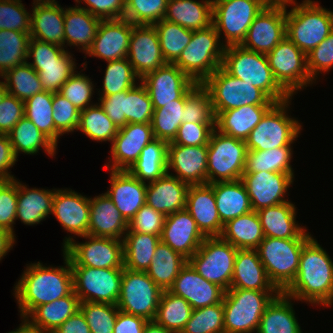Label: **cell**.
<instances>
[{
  "instance_id": "obj_78",
  "label": "cell",
  "mask_w": 333,
  "mask_h": 333,
  "mask_svg": "<svg viewBox=\"0 0 333 333\" xmlns=\"http://www.w3.org/2000/svg\"><path fill=\"white\" fill-rule=\"evenodd\" d=\"M7 93V89L5 87L4 81L0 80V102L2 101L3 97Z\"/></svg>"
},
{
  "instance_id": "obj_62",
  "label": "cell",
  "mask_w": 333,
  "mask_h": 333,
  "mask_svg": "<svg viewBox=\"0 0 333 333\" xmlns=\"http://www.w3.org/2000/svg\"><path fill=\"white\" fill-rule=\"evenodd\" d=\"M31 13L21 0H0V30L30 32Z\"/></svg>"
},
{
  "instance_id": "obj_22",
  "label": "cell",
  "mask_w": 333,
  "mask_h": 333,
  "mask_svg": "<svg viewBox=\"0 0 333 333\" xmlns=\"http://www.w3.org/2000/svg\"><path fill=\"white\" fill-rule=\"evenodd\" d=\"M127 58L140 79L166 64L153 25H133Z\"/></svg>"
},
{
  "instance_id": "obj_10",
  "label": "cell",
  "mask_w": 333,
  "mask_h": 333,
  "mask_svg": "<svg viewBox=\"0 0 333 333\" xmlns=\"http://www.w3.org/2000/svg\"><path fill=\"white\" fill-rule=\"evenodd\" d=\"M275 1L277 0H213L212 24L220 40L223 33V44L240 45L255 17Z\"/></svg>"
},
{
  "instance_id": "obj_59",
  "label": "cell",
  "mask_w": 333,
  "mask_h": 333,
  "mask_svg": "<svg viewBox=\"0 0 333 333\" xmlns=\"http://www.w3.org/2000/svg\"><path fill=\"white\" fill-rule=\"evenodd\" d=\"M168 0H125L124 18L133 25H153L164 19Z\"/></svg>"
},
{
  "instance_id": "obj_36",
  "label": "cell",
  "mask_w": 333,
  "mask_h": 333,
  "mask_svg": "<svg viewBox=\"0 0 333 333\" xmlns=\"http://www.w3.org/2000/svg\"><path fill=\"white\" fill-rule=\"evenodd\" d=\"M101 19L79 7L64 9V47H78L86 53L92 46ZM66 43V45H65ZM81 47V48H79Z\"/></svg>"
},
{
  "instance_id": "obj_31",
  "label": "cell",
  "mask_w": 333,
  "mask_h": 333,
  "mask_svg": "<svg viewBox=\"0 0 333 333\" xmlns=\"http://www.w3.org/2000/svg\"><path fill=\"white\" fill-rule=\"evenodd\" d=\"M32 4L30 38L64 47V8L58 1Z\"/></svg>"
},
{
  "instance_id": "obj_21",
  "label": "cell",
  "mask_w": 333,
  "mask_h": 333,
  "mask_svg": "<svg viewBox=\"0 0 333 333\" xmlns=\"http://www.w3.org/2000/svg\"><path fill=\"white\" fill-rule=\"evenodd\" d=\"M132 27L125 18L101 20L92 46L85 54L106 62L127 58Z\"/></svg>"
},
{
  "instance_id": "obj_12",
  "label": "cell",
  "mask_w": 333,
  "mask_h": 333,
  "mask_svg": "<svg viewBox=\"0 0 333 333\" xmlns=\"http://www.w3.org/2000/svg\"><path fill=\"white\" fill-rule=\"evenodd\" d=\"M85 242L78 243L72 236L63 240L62 251L71 266L124 269L123 240L82 236Z\"/></svg>"
},
{
  "instance_id": "obj_29",
  "label": "cell",
  "mask_w": 333,
  "mask_h": 333,
  "mask_svg": "<svg viewBox=\"0 0 333 333\" xmlns=\"http://www.w3.org/2000/svg\"><path fill=\"white\" fill-rule=\"evenodd\" d=\"M296 205L290 201L259 209L257 215L265 237L282 239H310L306 227L296 222Z\"/></svg>"
},
{
  "instance_id": "obj_20",
  "label": "cell",
  "mask_w": 333,
  "mask_h": 333,
  "mask_svg": "<svg viewBox=\"0 0 333 333\" xmlns=\"http://www.w3.org/2000/svg\"><path fill=\"white\" fill-rule=\"evenodd\" d=\"M241 180L250 197L253 211L290 201L284 198L287 197V191L293 185L294 176L263 171L243 173Z\"/></svg>"
},
{
  "instance_id": "obj_76",
  "label": "cell",
  "mask_w": 333,
  "mask_h": 333,
  "mask_svg": "<svg viewBox=\"0 0 333 333\" xmlns=\"http://www.w3.org/2000/svg\"><path fill=\"white\" fill-rule=\"evenodd\" d=\"M143 333H173L165 327L158 324L155 320L148 321L145 325Z\"/></svg>"
},
{
  "instance_id": "obj_6",
  "label": "cell",
  "mask_w": 333,
  "mask_h": 333,
  "mask_svg": "<svg viewBox=\"0 0 333 333\" xmlns=\"http://www.w3.org/2000/svg\"><path fill=\"white\" fill-rule=\"evenodd\" d=\"M280 291L230 288L223 298L225 333L257 332L267 306Z\"/></svg>"
},
{
  "instance_id": "obj_46",
  "label": "cell",
  "mask_w": 333,
  "mask_h": 333,
  "mask_svg": "<svg viewBox=\"0 0 333 333\" xmlns=\"http://www.w3.org/2000/svg\"><path fill=\"white\" fill-rule=\"evenodd\" d=\"M293 146H282L271 150L247 151L244 173L276 172L294 176L291 160Z\"/></svg>"
},
{
  "instance_id": "obj_67",
  "label": "cell",
  "mask_w": 333,
  "mask_h": 333,
  "mask_svg": "<svg viewBox=\"0 0 333 333\" xmlns=\"http://www.w3.org/2000/svg\"><path fill=\"white\" fill-rule=\"evenodd\" d=\"M66 51L64 47L59 45L30 38L28 44V59L32 57L33 61H27V63L34 70H40V64L58 63V59Z\"/></svg>"
},
{
  "instance_id": "obj_80",
  "label": "cell",
  "mask_w": 333,
  "mask_h": 333,
  "mask_svg": "<svg viewBox=\"0 0 333 333\" xmlns=\"http://www.w3.org/2000/svg\"><path fill=\"white\" fill-rule=\"evenodd\" d=\"M34 2L56 1V0H33Z\"/></svg>"
},
{
  "instance_id": "obj_54",
  "label": "cell",
  "mask_w": 333,
  "mask_h": 333,
  "mask_svg": "<svg viewBox=\"0 0 333 333\" xmlns=\"http://www.w3.org/2000/svg\"><path fill=\"white\" fill-rule=\"evenodd\" d=\"M185 99L174 100L165 106L154 109L151 127L156 139L172 142L182 124Z\"/></svg>"
},
{
  "instance_id": "obj_70",
  "label": "cell",
  "mask_w": 333,
  "mask_h": 333,
  "mask_svg": "<svg viewBox=\"0 0 333 333\" xmlns=\"http://www.w3.org/2000/svg\"><path fill=\"white\" fill-rule=\"evenodd\" d=\"M85 3V7L79 5ZM77 7L87 10L101 20L124 18L125 0H75Z\"/></svg>"
},
{
  "instance_id": "obj_58",
  "label": "cell",
  "mask_w": 333,
  "mask_h": 333,
  "mask_svg": "<svg viewBox=\"0 0 333 333\" xmlns=\"http://www.w3.org/2000/svg\"><path fill=\"white\" fill-rule=\"evenodd\" d=\"M79 310L84 315L91 333H114L119 309L115 304L80 302Z\"/></svg>"
},
{
  "instance_id": "obj_25",
  "label": "cell",
  "mask_w": 333,
  "mask_h": 333,
  "mask_svg": "<svg viewBox=\"0 0 333 333\" xmlns=\"http://www.w3.org/2000/svg\"><path fill=\"white\" fill-rule=\"evenodd\" d=\"M52 215L64 230L78 237L88 235L90 197L72 189H55Z\"/></svg>"
},
{
  "instance_id": "obj_49",
  "label": "cell",
  "mask_w": 333,
  "mask_h": 333,
  "mask_svg": "<svg viewBox=\"0 0 333 333\" xmlns=\"http://www.w3.org/2000/svg\"><path fill=\"white\" fill-rule=\"evenodd\" d=\"M78 130L91 140L108 141L111 144L118 132L117 126L108 118L99 103L80 111Z\"/></svg>"
},
{
  "instance_id": "obj_69",
  "label": "cell",
  "mask_w": 333,
  "mask_h": 333,
  "mask_svg": "<svg viewBox=\"0 0 333 333\" xmlns=\"http://www.w3.org/2000/svg\"><path fill=\"white\" fill-rule=\"evenodd\" d=\"M24 112V101L7 92L0 102V134H9Z\"/></svg>"
},
{
  "instance_id": "obj_11",
  "label": "cell",
  "mask_w": 333,
  "mask_h": 333,
  "mask_svg": "<svg viewBox=\"0 0 333 333\" xmlns=\"http://www.w3.org/2000/svg\"><path fill=\"white\" fill-rule=\"evenodd\" d=\"M247 151L246 141L215 128L208 142L207 184L241 179Z\"/></svg>"
},
{
  "instance_id": "obj_48",
  "label": "cell",
  "mask_w": 333,
  "mask_h": 333,
  "mask_svg": "<svg viewBox=\"0 0 333 333\" xmlns=\"http://www.w3.org/2000/svg\"><path fill=\"white\" fill-rule=\"evenodd\" d=\"M192 311L193 308L184 298L163 290L154 320L173 333H181Z\"/></svg>"
},
{
  "instance_id": "obj_18",
  "label": "cell",
  "mask_w": 333,
  "mask_h": 333,
  "mask_svg": "<svg viewBox=\"0 0 333 333\" xmlns=\"http://www.w3.org/2000/svg\"><path fill=\"white\" fill-rule=\"evenodd\" d=\"M140 81L146 87L154 109L177 99H185L196 84L174 63H166L145 75Z\"/></svg>"
},
{
  "instance_id": "obj_24",
  "label": "cell",
  "mask_w": 333,
  "mask_h": 333,
  "mask_svg": "<svg viewBox=\"0 0 333 333\" xmlns=\"http://www.w3.org/2000/svg\"><path fill=\"white\" fill-rule=\"evenodd\" d=\"M207 162L208 145L168 144L167 173L188 185L207 184Z\"/></svg>"
},
{
  "instance_id": "obj_65",
  "label": "cell",
  "mask_w": 333,
  "mask_h": 333,
  "mask_svg": "<svg viewBox=\"0 0 333 333\" xmlns=\"http://www.w3.org/2000/svg\"><path fill=\"white\" fill-rule=\"evenodd\" d=\"M166 216L145 204L128 222L127 231L160 236Z\"/></svg>"
},
{
  "instance_id": "obj_7",
  "label": "cell",
  "mask_w": 333,
  "mask_h": 333,
  "mask_svg": "<svg viewBox=\"0 0 333 333\" xmlns=\"http://www.w3.org/2000/svg\"><path fill=\"white\" fill-rule=\"evenodd\" d=\"M292 97L275 103L263 116L246 140L248 151H266L282 146H291L299 137L302 124L289 116Z\"/></svg>"
},
{
  "instance_id": "obj_61",
  "label": "cell",
  "mask_w": 333,
  "mask_h": 333,
  "mask_svg": "<svg viewBox=\"0 0 333 333\" xmlns=\"http://www.w3.org/2000/svg\"><path fill=\"white\" fill-rule=\"evenodd\" d=\"M94 84L85 74L74 73L67 82L60 88V93L68 99L78 110L82 111L89 106L95 105L91 103L94 92Z\"/></svg>"
},
{
  "instance_id": "obj_77",
  "label": "cell",
  "mask_w": 333,
  "mask_h": 333,
  "mask_svg": "<svg viewBox=\"0 0 333 333\" xmlns=\"http://www.w3.org/2000/svg\"><path fill=\"white\" fill-rule=\"evenodd\" d=\"M22 323L19 324L20 326L14 331H10L8 333H46L37 328L30 326L24 319L21 320Z\"/></svg>"
},
{
  "instance_id": "obj_38",
  "label": "cell",
  "mask_w": 333,
  "mask_h": 333,
  "mask_svg": "<svg viewBox=\"0 0 333 333\" xmlns=\"http://www.w3.org/2000/svg\"><path fill=\"white\" fill-rule=\"evenodd\" d=\"M213 0H168L164 20L195 31L212 25Z\"/></svg>"
},
{
  "instance_id": "obj_23",
  "label": "cell",
  "mask_w": 333,
  "mask_h": 333,
  "mask_svg": "<svg viewBox=\"0 0 333 333\" xmlns=\"http://www.w3.org/2000/svg\"><path fill=\"white\" fill-rule=\"evenodd\" d=\"M184 298L193 309H200L223 302L225 290L219 285L204 279L187 262L168 290Z\"/></svg>"
},
{
  "instance_id": "obj_43",
  "label": "cell",
  "mask_w": 333,
  "mask_h": 333,
  "mask_svg": "<svg viewBox=\"0 0 333 333\" xmlns=\"http://www.w3.org/2000/svg\"><path fill=\"white\" fill-rule=\"evenodd\" d=\"M159 242L160 236L127 231L123 239L124 267L146 272Z\"/></svg>"
},
{
  "instance_id": "obj_53",
  "label": "cell",
  "mask_w": 333,
  "mask_h": 333,
  "mask_svg": "<svg viewBox=\"0 0 333 333\" xmlns=\"http://www.w3.org/2000/svg\"><path fill=\"white\" fill-rule=\"evenodd\" d=\"M104 72L103 86L98 91L99 97L129 90L138 84L137 81L141 80L136 75L128 58L107 61L106 70Z\"/></svg>"
},
{
  "instance_id": "obj_72",
  "label": "cell",
  "mask_w": 333,
  "mask_h": 333,
  "mask_svg": "<svg viewBox=\"0 0 333 333\" xmlns=\"http://www.w3.org/2000/svg\"><path fill=\"white\" fill-rule=\"evenodd\" d=\"M17 160L8 134H0V178L15 179L9 171Z\"/></svg>"
},
{
  "instance_id": "obj_5",
  "label": "cell",
  "mask_w": 333,
  "mask_h": 333,
  "mask_svg": "<svg viewBox=\"0 0 333 333\" xmlns=\"http://www.w3.org/2000/svg\"><path fill=\"white\" fill-rule=\"evenodd\" d=\"M225 47L212 24L192 31L190 43L174 64L195 83L202 84L221 67Z\"/></svg>"
},
{
  "instance_id": "obj_44",
  "label": "cell",
  "mask_w": 333,
  "mask_h": 333,
  "mask_svg": "<svg viewBox=\"0 0 333 333\" xmlns=\"http://www.w3.org/2000/svg\"><path fill=\"white\" fill-rule=\"evenodd\" d=\"M187 262L185 257L160 241L146 273L162 290H169Z\"/></svg>"
},
{
  "instance_id": "obj_34",
  "label": "cell",
  "mask_w": 333,
  "mask_h": 333,
  "mask_svg": "<svg viewBox=\"0 0 333 333\" xmlns=\"http://www.w3.org/2000/svg\"><path fill=\"white\" fill-rule=\"evenodd\" d=\"M55 189H29L17 180L16 220L25 225H37L52 213Z\"/></svg>"
},
{
  "instance_id": "obj_13",
  "label": "cell",
  "mask_w": 333,
  "mask_h": 333,
  "mask_svg": "<svg viewBox=\"0 0 333 333\" xmlns=\"http://www.w3.org/2000/svg\"><path fill=\"white\" fill-rule=\"evenodd\" d=\"M162 292L146 272L124 267L116 305L121 312L151 321L156 317Z\"/></svg>"
},
{
  "instance_id": "obj_15",
  "label": "cell",
  "mask_w": 333,
  "mask_h": 333,
  "mask_svg": "<svg viewBox=\"0 0 333 333\" xmlns=\"http://www.w3.org/2000/svg\"><path fill=\"white\" fill-rule=\"evenodd\" d=\"M266 56L274 78L291 97L298 90L314 84L307 68V55L288 37Z\"/></svg>"
},
{
  "instance_id": "obj_75",
  "label": "cell",
  "mask_w": 333,
  "mask_h": 333,
  "mask_svg": "<svg viewBox=\"0 0 333 333\" xmlns=\"http://www.w3.org/2000/svg\"><path fill=\"white\" fill-rule=\"evenodd\" d=\"M15 237L12 233L5 229L0 228V261L12 250L16 243Z\"/></svg>"
},
{
  "instance_id": "obj_63",
  "label": "cell",
  "mask_w": 333,
  "mask_h": 333,
  "mask_svg": "<svg viewBox=\"0 0 333 333\" xmlns=\"http://www.w3.org/2000/svg\"><path fill=\"white\" fill-rule=\"evenodd\" d=\"M53 121L56 130L63 136L77 130L80 110L60 93H53Z\"/></svg>"
},
{
  "instance_id": "obj_79",
  "label": "cell",
  "mask_w": 333,
  "mask_h": 333,
  "mask_svg": "<svg viewBox=\"0 0 333 333\" xmlns=\"http://www.w3.org/2000/svg\"><path fill=\"white\" fill-rule=\"evenodd\" d=\"M11 181V179L0 178V192Z\"/></svg>"
},
{
  "instance_id": "obj_73",
  "label": "cell",
  "mask_w": 333,
  "mask_h": 333,
  "mask_svg": "<svg viewBox=\"0 0 333 333\" xmlns=\"http://www.w3.org/2000/svg\"><path fill=\"white\" fill-rule=\"evenodd\" d=\"M147 322L142 317L119 311L114 325V333H143Z\"/></svg>"
},
{
  "instance_id": "obj_56",
  "label": "cell",
  "mask_w": 333,
  "mask_h": 333,
  "mask_svg": "<svg viewBox=\"0 0 333 333\" xmlns=\"http://www.w3.org/2000/svg\"><path fill=\"white\" fill-rule=\"evenodd\" d=\"M68 50L58 59V63L40 64L35 70L45 91L57 93L67 80L76 72V62Z\"/></svg>"
},
{
  "instance_id": "obj_3",
  "label": "cell",
  "mask_w": 333,
  "mask_h": 333,
  "mask_svg": "<svg viewBox=\"0 0 333 333\" xmlns=\"http://www.w3.org/2000/svg\"><path fill=\"white\" fill-rule=\"evenodd\" d=\"M284 1L286 37L307 55L333 31V12L314 0ZM287 6H292L289 12Z\"/></svg>"
},
{
  "instance_id": "obj_37",
  "label": "cell",
  "mask_w": 333,
  "mask_h": 333,
  "mask_svg": "<svg viewBox=\"0 0 333 333\" xmlns=\"http://www.w3.org/2000/svg\"><path fill=\"white\" fill-rule=\"evenodd\" d=\"M213 187L219 218L224 225L238 216L253 211L250 197L241 179L216 182Z\"/></svg>"
},
{
  "instance_id": "obj_35",
  "label": "cell",
  "mask_w": 333,
  "mask_h": 333,
  "mask_svg": "<svg viewBox=\"0 0 333 333\" xmlns=\"http://www.w3.org/2000/svg\"><path fill=\"white\" fill-rule=\"evenodd\" d=\"M79 305V298L73 291L63 298L35 307L24 320L34 328L53 333L70 316L79 311Z\"/></svg>"
},
{
  "instance_id": "obj_32",
  "label": "cell",
  "mask_w": 333,
  "mask_h": 333,
  "mask_svg": "<svg viewBox=\"0 0 333 333\" xmlns=\"http://www.w3.org/2000/svg\"><path fill=\"white\" fill-rule=\"evenodd\" d=\"M230 288L279 291L269 280L256 249H238Z\"/></svg>"
},
{
  "instance_id": "obj_39",
  "label": "cell",
  "mask_w": 333,
  "mask_h": 333,
  "mask_svg": "<svg viewBox=\"0 0 333 333\" xmlns=\"http://www.w3.org/2000/svg\"><path fill=\"white\" fill-rule=\"evenodd\" d=\"M272 106L246 105L226 111L216 116V129L223 134L246 141L250 132L258 125Z\"/></svg>"
},
{
  "instance_id": "obj_52",
  "label": "cell",
  "mask_w": 333,
  "mask_h": 333,
  "mask_svg": "<svg viewBox=\"0 0 333 333\" xmlns=\"http://www.w3.org/2000/svg\"><path fill=\"white\" fill-rule=\"evenodd\" d=\"M153 26L159 37L164 60L166 63H174L190 43L192 30L164 19L153 24Z\"/></svg>"
},
{
  "instance_id": "obj_41",
  "label": "cell",
  "mask_w": 333,
  "mask_h": 333,
  "mask_svg": "<svg viewBox=\"0 0 333 333\" xmlns=\"http://www.w3.org/2000/svg\"><path fill=\"white\" fill-rule=\"evenodd\" d=\"M220 237L237 249H256L265 236L257 212L251 211L225 223Z\"/></svg>"
},
{
  "instance_id": "obj_57",
  "label": "cell",
  "mask_w": 333,
  "mask_h": 333,
  "mask_svg": "<svg viewBox=\"0 0 333 333\" xmlns=\"http://www.w3.org/2000/svg\"><path fill=\"white\" fill-rule=\"evenodd\" d=\"M181 333H225L223 302L193 309Z\"/></svg>"
},
{
  "instance_id": "obj_55",
  "label": "cell",
  "mask_w": 333,
  "mask_h": 333,
  "mask_svg": "<svg viewBox=\"0 0 333 333\" xmlns=\"http://www.w3.org/2000/svg\"><path fill=\"white\" fill-rule=\"evenodd\" d=\"M216 124L210 94L202 85L196 83L185 97L182 123Z\"/></svg>"
},
{
  "instance_id": "obj_45",
  "label": "cell",
  "mask_w": 333,
  "mask_h": 333,
  "mask_svg": "<svg viewBox=\"0 0 333 333\" xmlns=\"http://www.w3.org/2000/svg\"><path fill=\"white\" fill-rule=\"evenodd\" d=\"M8 137L17 158L20 152L35 155L42 149L51 157L56 154L57 147L25 116L13 127Z\"/></svg>"
},
{
  "instance_id": "obj_8",
  "label": "cell",
  "mask_w": 333,
  "mask_h": 333,
  "mask_svg": "<svg viewBox=\"0 0 333 333\" xmlns=\"http://www.w3.org/2000/svg\"><path fill=\"white\" fill-rule=\"evenodd\" d=\"M308 240L264 237L256 248L269 280L280 292L295 279L300 255Z\"/></svg>"
},
{
  "instance_id": "obj_26",
  "label": "cell",
  "mask_w": 333,
  "mask_h": 333,
  "mask_svg": "<svg viewBox=\"0 0 333 333\" xmlns=\"http://www.w3.org/2000/svg\"><path fill=\"white\" fill-rule=\"evenodd\" d=\"M206 237L185 209L166 216L160 241L189 260Z\"/></svg>"
},
{
  "instance_id": "obj_14",
  "label": "cell",
  "mask_w": 333,
  "mask_h": 333,
  "mask_svg": "<svg viewBox=\"0 0 333 333\" xmlns=\"http://www.w3.org/2000/svg\"><path fill=\"white\" fill-rule=\"evenodd\" d=\"M237 250L221 237H206L188 262L204 279L228 291Z\"/></svg>"
},
{
  "instance_id": "obj_4",
  "label": "cell",
  "mask_w": 333,
  "mask_h": 333,
  "mask_svg": "<svg viewBox=\"0 0 333 333\" xmlns=\"http://www.w3.org/2000/svg\"><path fill=\"white\" fill-rule=\"evenodd\" d=\"M221 67L233 77L259 88L276 103L291 98L274 78L266 54L229 45L225 47Z\"/></svg>"
},
{
  "instance_id": "obj_19",
  "label": "cell",
  "mask_w": 333,
  "mask_h": 333,
  "mask_svg": "<svg viewBox=\"0 0 333 333\" xmlns=\"http://www.w3.org/2000/svg\"><path fill=\"white\" fill-rule=\"evenodd\" d=\"M154 139L151 123H128L119 128L111 145L110 164H105V169L129 170L143 148Z\"/></svg>"
},
{
  "instance_id": "obj_27",
  "label": "cell",
  "mask_w": 333,
  "mask_h": 333,
  "mask_svg": "<svg viewBox=\"0 0 333 333\" xmlns=\"http://www.w3.org/2000/svg\"><path fill=\"white\" fill-rule=\"evenodd\" d=\"M110 171V188L105 194L129 222L146 204L147 183L137 179L128 170Z\"/></svg>"
},
{
  "instance_id": "obj_9",
  "label": "cell",
  "mask_w": 333,
  "mask_h": 333,
  "mask_svg": "<svg viewBox=\"0 0 333 333\" xmlns=\"http://www.w3.org/2000/svg\"><path fill=\"white\" fill-rule=\"evenodd\" d=\"M202 85L208 90L215 116L226 111L246 105L273 106L271 100L259 88L235 78L219 67Z\"/></svg>"
},
{
  "instance_id": "obj_51",
  "label": "cell",
  "mask_w": 333,
  "mask_h": 333,
  "mask_svg": "<svg viewBox=\"0 0 333 333\" xmlns=\"http://www.w3.org/2000/svg\"><path fill=\"white\" fill-rule=\"evenodd\" d=\"M1 78L7 92L24 102L44 91L38 73L27 62L7 70Z\"/></svg>"
},
{
  "instance_id": "obj_33",
  "label": "cell",
  "mask_w": 333,
  "mask_h": 333,
  "mask_svg": "<svg viewBox=\"0 0 333 333\" xmlns=\"http://www.w3.org/2000/svg\"><path fill=\"white\" fill-rule=\"evenodd\" d=\"M188 187L187 183L166 172L147 184L146 204L165 216L183 210L186 207Z\"/></svg>"
},
{
  "instance_id": "obj_28",
  "label": "cell",
  "mask_w": 333,
  "mask_h": 333,
  "mask_svg": "<svg viewBox=\"0 0 333 333\" xmlns=\"http://www.w3.org/2000/svg\"><path fill=\"white\" fill-rule=\"evenodd\" d=\"M185 208L205 237H220L224 225L219 218L215 193L210 184L189 185Z\"/></svg>"
},
{
  "instance_id": "obj_42",
  "label": "cell",
  "mask_w": 333,
  "mask_h": 333,
  "mask_svg": "<svg viewBox=\"0 0 333 333\" xmlns=\"http://www.w3.org/2000/svg\"><path fill=\"white\" fill-rule=\"evenodd\" d=\"M167 157L168 142L155 138L143 148L139 158L128 171L148 184L167 172Z\"/></svg>"
},
{
  "instance_id": "obj_1",
  "label": "cell",
  "mask_w": 333,
  "mask_h": 333,
  "mask_svg": "<svg viewBox=\"0 0 333 333\" xmlns=\"http://www.w3.org/2000/svg\"><path fill=\"white\" fill-rule=\"evenodd\" d=\"M63 266H44L40 261L26 265L14 287V297L24 319L35 307L51 303L74 291L69 258L63 253Z\"/></svg>"
},
{
  "instance_id": "obj_74",
  "label": "cell",
  "mask_w": 333,
  "mask_h": 333,
  "mask_svg": "<svg viewBox=\"0 0 333 333\" xmlns=\"http://www.w3.org/2000/svg\"><path fill=\"white\" fill-rule=\"evenodd\" d=\"M53 333H91V331L84 315L79 310L73 316H70Z\"/></svg>"
},
{
  "instance_id": "obj_50",
  "label": "cell",
  "mask_w": 333,
  "mask_h": 333,
  "mask_svg": "<svg viewBox=\"0 0 333 333\" xmlns=\"http://www.w3.org/2000/svg\"><path fill=\"white\" fill-rule=\"evenodd\" d=\"M29 40L30 32L0 30V77L27 62Z\"/></svg>"
},
{
  "instance_id": "obj_60",
  "label": "cell",
  "mask_w": 333,
  "mask_h": 333,
  "mask_svg": "<svg viewBox=\"0 0 333 333\" xmlns=\"http://www.w3.org/2000/svg\"><path fill=\"white\" fill-rule=\"evenodd\" d=\"M127 90L124 98V114L128 123H151L154 108L146 87L139 82Z\"/></svg>"
},
{
  "instance_id": "obj_68",
  "label": "cell",
  "mask_w": 333,
  "mask_h": 333,
  "mask_svg": "<svg viewBox=\"0 0 333 333\" xmlns=\"http://www.w3.org/2000/svg\"><path fill=\"white\" fill-rule=\"evenodd\" d=\"M17 210V178L11 180L0 192V228L14 233Z\"/></svg>"
},
{
  "instance_id": "obj_40",
  "label": "cell",
  "mask_w": 333,
  "mask_h": 333,
  "mask_svg": "<svg viewBox=\"0 0 333 333\" xmlns=\"http://www.w3.org/2000/svg\"><path fill=\"white\" fill-rule=\"evenodd\" d=\"M292 300L280 292L267 306L256 333H303Z\"/></svg>"
},
{
  "instance_id": "obj_16",
  "label": "cell",
  "mask_w": 333,
  "mask_h": 333,
  "mask_svg": "<svg viewBox=\"0 0 333 333\" xmlns=\"http://www.w3.org/2000/svg\"><path fill=\"white\" fill-rule=\"evenodd\" d=\"M74 293L80 302L117 304L123 269L71 266Z\"/></svg>"
},
{
  "instance_id": "obj_2",
  "label": "cell",
  "mask_w": 333,
  "mask_h": 333,
  "mask_svg": "<svg viewBox=\"0 0 333 333\" xmlns=\"http://www.w3.org/2000/svg\"><path fill=\"white\" fill-rule=\"evenodd\" d=\"M283 293L294 302L333 305V261L313 236L304 244L297 275Z\"/></svg>"
},
{
  "instance_id": "obj_17",
  "label": "cell",
  "mask_w": 333,
  "mask_h": 333,
  "mask_svg": "<svg viewBox=\"0 0 333 333\" xmlns=\"http://www.w3.org/2000/svg\"><path fill=\"white\" fill-rule=\"evenodd\" d=\"M286 37V2L277 0L268 4L253 20L242 47L267 54Z\"/></svg>"
},
{
  "instance_id": "obj_64",
  "label": "cell",
  "mask_w": 333,
  "mask_h": 333,
  "mask_svg": "<svg viewBox=\"0 0 333 333\" xmlns=\"http://www.w3.org/2000/svg\"><path fill=\"white\" fill-rule=\"evenodd\" d=\"M307 68L314 83L320 73H327L333 68V31L307 54Z\"/></svg>"
},
{
  "instance_id": "obj_66",
  "label": "cell",
  "mask_w": 333,
  "mask_h": 333,
  "mask_svg": "<svg viewBox=\"0 0 333 333\" xmlns=\"http://www.w3.org/2000/svg\"><path fill=\"white\" fill-rule=\"evenodd\" d=\"M216 124L182 123L176 137L168 144L201 146L208 145Z\"/></svg>"
},
{
  "instance_id": "obj_30",
  "label": "cell",
  "mask_w": 333,
  "mask_h": 333,
  "mask_svg": "<svg viewBox=\"0 0 333 333\" xmlns=\"http://www.w3.org/2000/svg\"><path fill=\"white\" fill-rule=\"evenodd\" d=\"M127 229L128 222L105 193L90 198L88 235L123 240Z\"/></svg>"
},
{
  "instance_id": "obj_71",
  "label": "cell",
  "mask_w": 333,
  "mask_h": 333,
  "mask_svg": "<svg viewBox=\"0 0 333 333\" xmlns=\"http://www.w3.org/2000/svg\"><path fill=\"white\" fill-rule=\"evenodd\" d=\"M126 95L127 90L98 98L99 105L118 129L127 125L124 114V98Z\"/></svg>"
},
{
  "instance_id": "obj_47",
  "label": "cell",
  "mask_w": 333,
  "mask_h": 333,
  "mask_svg": "<svg viewBox=\"0 0 333 333\" xmlns=\"http://www.w3.org/2000/svg\"><path fill=\"white\" fill-rule=\"evenodd\" d=\"M53 92L42 91L24 102V116L45 135L56 147L62 136L53 121Z\"/></svg>"
}]
</instances>
